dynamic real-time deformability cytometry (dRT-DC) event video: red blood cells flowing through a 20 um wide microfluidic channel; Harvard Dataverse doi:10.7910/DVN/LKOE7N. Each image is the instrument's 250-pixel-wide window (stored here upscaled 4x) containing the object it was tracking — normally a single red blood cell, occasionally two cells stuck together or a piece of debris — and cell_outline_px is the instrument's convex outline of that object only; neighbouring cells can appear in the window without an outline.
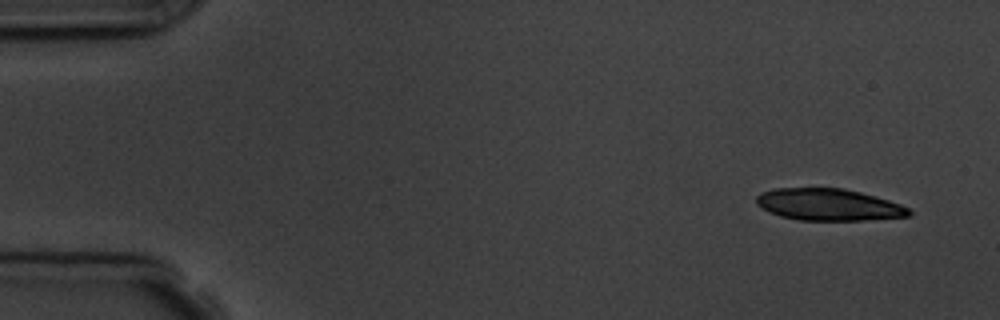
{"species": "common noctule bat (a hibernating species)", "species_latin": "Nyctalus noctula", "temperature_condition": "room temperature", "stored_images_in_passage": 4, "camera_frame_rate_fps": 3000, "um_per_image_px": 0.085, "animal": {"sex": "male", "body_mass_g": 19.5, "forearm_length_mm": 54.6}, "frame": {"image": 1, "passage_image": 1, "time_ms": 0.0, "image_size_px": [1000, 320], "cell_outline_px": [[912, 216], [864, 220], [800, 220], [780, 216], [768, 212], [756, 204], [756, 196], [760, 192], [772, 188], [844, 188], [876, 196], [900, 204], [908, 208], [912, 212]], "centroid_in_image_um": [70.41, 17.39], "position_along_channel_um": 14.6, "area_um2": 28.5}}